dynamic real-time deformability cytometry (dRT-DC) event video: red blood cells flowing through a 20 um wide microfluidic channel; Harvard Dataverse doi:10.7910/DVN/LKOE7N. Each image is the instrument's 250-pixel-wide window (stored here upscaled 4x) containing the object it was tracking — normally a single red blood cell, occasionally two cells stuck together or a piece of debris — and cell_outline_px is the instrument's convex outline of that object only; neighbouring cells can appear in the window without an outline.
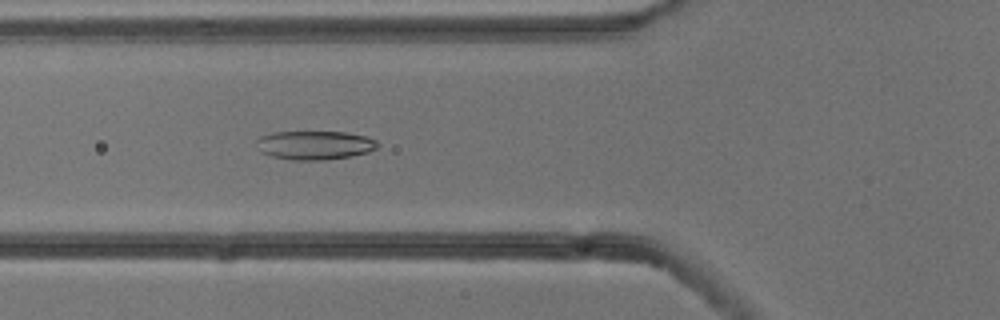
{"species": "common noctule bat (a hibernating species)", "species_latin": "Nyctalus noctula", "temperature_condition": "cold", "stored_images_in_passage": 5, "camera_frame_rate_fps": 3000, "um_per_image_px": 0.085, "animal": {"sex": "male", "body_mass_g": 13.3}, "frame": {"image": 1, "passage_image": 5, "time_ms": 1.333, "image_size_px": [1000, 320], "cell_outline_px": [[380, 144], [376, 148], [368, 152], [352, 156], [328, 160], [292, 160], [272, 156], [260, 152], [256, 140], [260, 136], [272, 132], [344, 132], [364, 136], [376, 140]], "centroid_in_image_um": [26.75, 12.34], "position_along_channel_um": 99.1, "area_um2": 20.4}}